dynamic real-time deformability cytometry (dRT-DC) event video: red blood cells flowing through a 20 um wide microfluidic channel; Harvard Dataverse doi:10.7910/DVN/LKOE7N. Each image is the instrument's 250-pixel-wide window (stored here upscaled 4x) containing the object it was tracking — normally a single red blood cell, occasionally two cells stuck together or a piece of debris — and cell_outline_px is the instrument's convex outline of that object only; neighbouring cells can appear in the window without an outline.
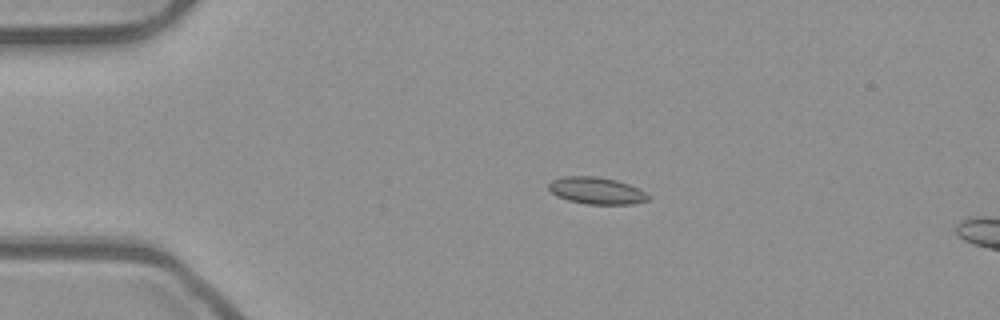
{"species": "common noctule bat (a hibernating species)", "species_latin": "Nyctalus noctula", "temperature_condition": "room temperature", "stored_images_in_passage": 15, "camera_frame_rate_fps": 3000, "um_per_image_px": 0.085, "animal": {"sex": "male", "body_mass_g": 23.1, "forearm_length_mm": 52.7}, "frame": {"image": 1, "passage_image": 11, "time_ms": 3.333, "image_size_px": [1000, 320], "cell_outline_px": [[652, 196], [648, 200], [632, 204], [588, 204], [568, 200], [556, 196], [548, 188], [548, 184], [552, 180], [564, 176], [596, 176], [616, 180], [628, 184]], "centroid_in_image_um": [50.69, 16.2], "position_along_channel_um": 34.3, "area_um2": 15.55}}